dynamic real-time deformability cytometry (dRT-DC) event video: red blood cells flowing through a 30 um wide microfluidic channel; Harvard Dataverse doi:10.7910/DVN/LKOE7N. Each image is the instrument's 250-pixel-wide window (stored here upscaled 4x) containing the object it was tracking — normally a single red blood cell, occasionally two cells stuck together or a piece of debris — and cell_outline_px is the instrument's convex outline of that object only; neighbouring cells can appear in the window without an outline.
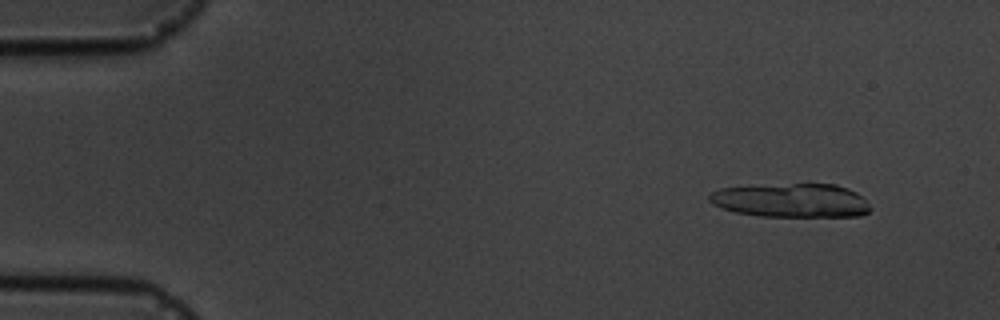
{"species": "common noctule bat (a hibernating species)", "species_latin": "Nyctalus noctula", "temperature_condition": "cold", "stored_images_in_passage": 18, "segment_of_instrument_passage": [1, 3], "camera_frame_rate_fps": 3000, "um_per_image_px": 0.085, "animal": {"sex": "male", "body_mass_g": 19.5, "forearm_length_mm": 54.6}, "frame": {"image": 1, "passage_image": 2, "time_ms": 1.333, "image_size_px": [1000, 320], "cell_outline_px": [[872, 208], [868, 212], [860, 216], [760, 216], [736, 212], [712, 204], [708, 200], [708, 196], [712, 192], [720, 188], [792, 184], [836, 184], [848, 188], [856, 192]], "centroid_in_image_um": [67.28, 17.04], "position_along_channel_um": 17.7, "area_um2": 31.44}}